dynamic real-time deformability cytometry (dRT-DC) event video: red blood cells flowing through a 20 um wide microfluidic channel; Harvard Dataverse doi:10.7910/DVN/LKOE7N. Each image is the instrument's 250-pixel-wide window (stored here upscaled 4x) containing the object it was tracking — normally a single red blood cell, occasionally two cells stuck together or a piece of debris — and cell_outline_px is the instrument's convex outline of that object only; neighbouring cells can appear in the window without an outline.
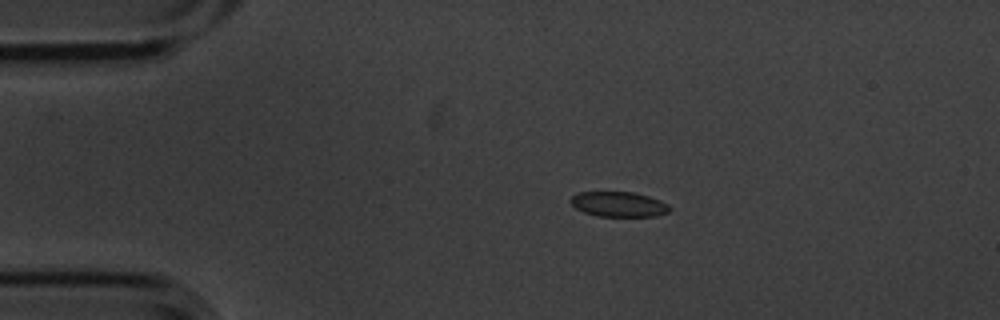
{"species": "common noctule bat (a hibernating species)", "species_latin": "Nyctalus noctula", "temperature_condition": "cold", "stored_images_in_passage": 7, "camera_frame_rate_fps": 3000, "um_per_image_px": 0.085, "animal": {"sex": "male", "body_mass_g": 20.1, "forearm_length_mm": 53.5}, "frame": {"image": 1, "passage_image": 3, "time_ms": 0.667, "image_size_px": [1000, 320], "cell_outline_px": [[672, 208], [668, 212], [656, 216], [596, 216], [584, 212], [576, 208], [568, 200], [572, 196], [580, 192], [632, 192], [648, 196], [660, 200], [668, 204]], "centroid_in_image_um": [52.59, 17.36], "position_along_channel_um": 32.4, "area_um2": 14.45}}
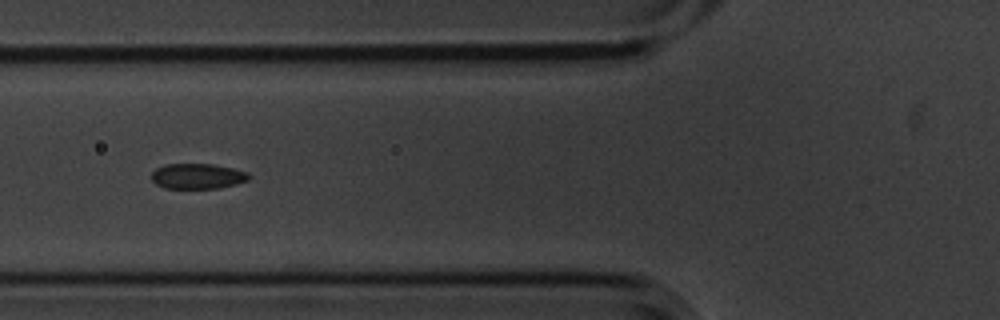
{"frame": {"image": 2, "passage_image": 6, "time_ms": 1.667, "image_size_px": [1000, 320], "cell_outline_px": [[252, 176], [248, 180], [236, 184], [220, 188], [164, 188], [156, 184], [152, 180], [152, 172], [156, 168], [164, 164], [212, 164], [232, 168], [248, 172]], "centroid_in_image_um": [16.8, 14.97], "position_along_channel_um": 109.0, "area_um2": 14.45}}
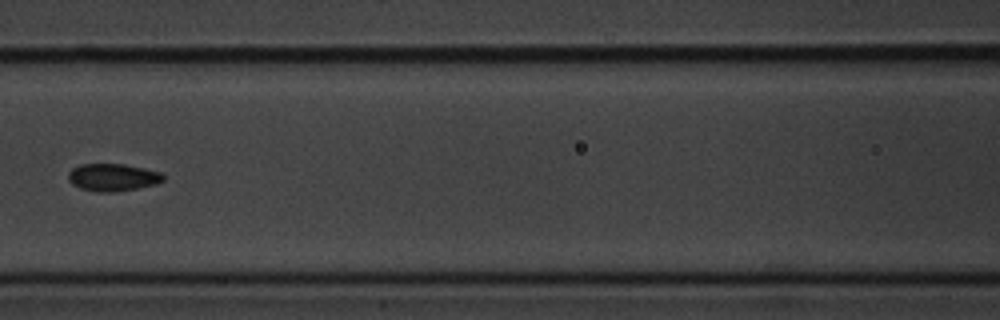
{"frame": {"image": 3, "passage_image": 7, "time_ms": 2.0, "image_size_px": [1000, 320], "cell_outline_px": [[164, 180], [156, 184], [136, 188], [112, 192], [96, 192], [80, 188], [72, 184], [68, 180], [68, 172], [72, 168], [80, 164], [124, 164], [144, 168], [160, 172], [164, 176]], "centroid_in_image_um": [9.55, 15.07], "position_along_channel_um": 157.0, "area_um2": 15.2}}